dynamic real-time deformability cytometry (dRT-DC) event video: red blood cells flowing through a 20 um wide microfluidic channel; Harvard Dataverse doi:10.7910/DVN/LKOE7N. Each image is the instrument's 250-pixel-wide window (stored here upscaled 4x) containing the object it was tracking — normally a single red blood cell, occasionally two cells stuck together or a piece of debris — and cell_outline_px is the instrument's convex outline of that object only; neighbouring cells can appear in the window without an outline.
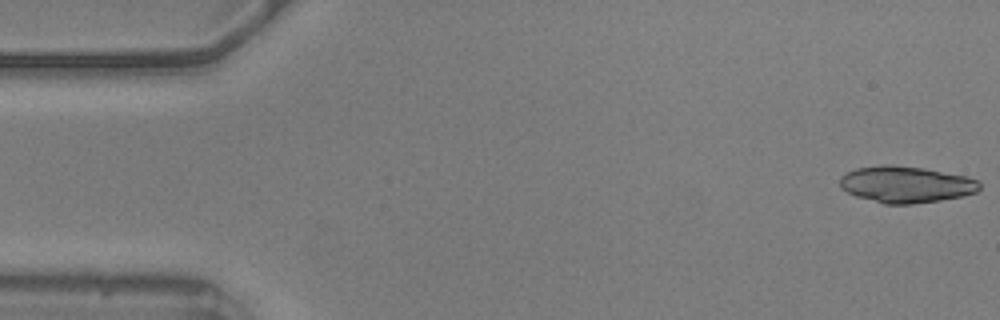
{"species": "common noctule bat (a hibernating species)", "species_latin": "Nyctalus noctula", "temperature_condition": "warm", "stored_images_in_passage": 53, "camera_frame_rate_fps": 3000, "um_per_image_px": 0.085, "animal": {"sex": "male", "body_mass_g": 20.5, "forearm_length_mm": 52.5}, "frame": {"image": 1, "passage_image": 1, "time_ms": 0.0, "image_size_px": [1000, 320], "cell_outline_px": [[980, 188], [976, 192], [964, 196], [940, 200], [912, 204], [884, 204], [856, 196], [840, 188], [840, 176], [856, 168], [884, 164], [892, 164], [924, 168], [964, 176], [980, 180]], "centroid_in_image_um": [77.0, 15.67], "position_along_channel_um": 8.0, "area_um2": 29.82}}